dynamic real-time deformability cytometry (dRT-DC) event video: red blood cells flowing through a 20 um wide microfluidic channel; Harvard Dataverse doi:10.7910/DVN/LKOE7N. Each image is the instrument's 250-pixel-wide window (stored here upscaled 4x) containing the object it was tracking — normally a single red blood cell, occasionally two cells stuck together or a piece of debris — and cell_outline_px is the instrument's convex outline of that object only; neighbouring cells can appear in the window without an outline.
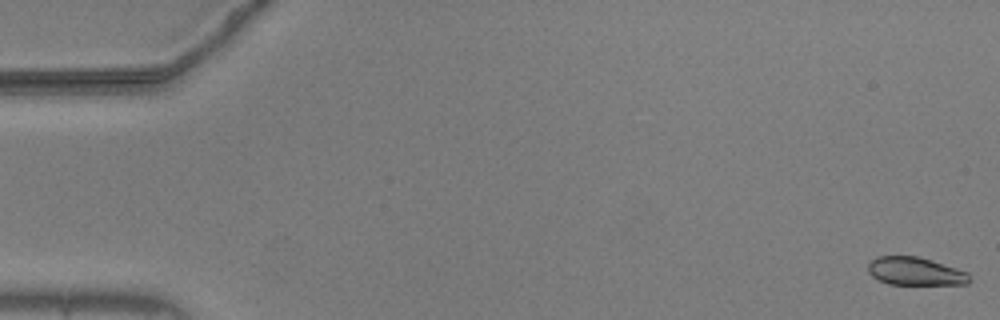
{"species": "common noctule bat (a hibernating species)", "species_latin": "Nyctalus noctula", "temperature_condition": "warm", "stored_images_in_passage": 57, "camera_frame_rate_fps": 3000, "um_per_image_px": 0.085, "animal": {"sex": "male", "body_mass_g": 20.5, "forearm_length_mm": 52.5}, "frame": {"image": 1, "passage_image": 1, "time_ms": 0.0, "image_size_px": [1000, 320], "cell_outline_px": [[972, 280], [968, 284], [888, 284], [872, 276], [868, 272], [868, 264], [876, 256], [916, 256], [932, 260], [968, 272]], "centroid_in_image_um": [77.81, 23.06], "position_along_channel_um": 7.2, "area_um2": 16.59}}
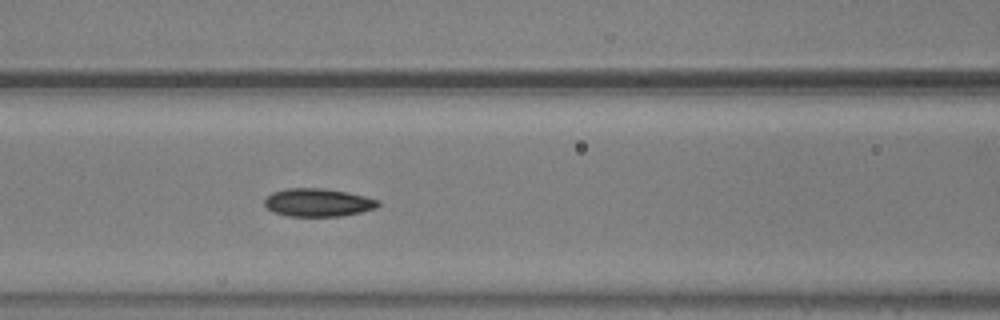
{"frame": {"image": 2, "passage_image": 24, "time_ms": 7.667, "image_size_px": [1000, 320], "cell_outline_px": [[380, 204], [376, 208], [344, 216], [288, 216], [272, 212], [264, 204], [264, 200], [272, 192], [288, 188], [324, 188], [348, 192], [380, 200]], "centroid_in_image_um": [27.03, 17.21], "position_along_channel_um": 139.6, "area_um2": 18.67}}
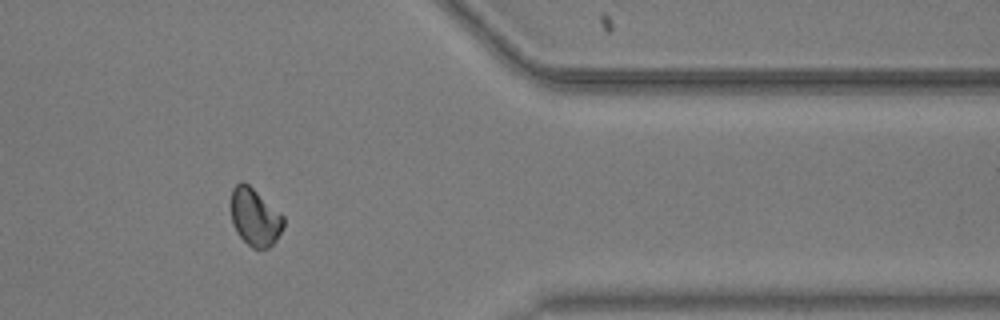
{"frame": {"image": 3, "passage_image": 46, "time_ms": 15.0, "image_size_px": [1000, 320], "cell_outline_px": [[284, 224], [276, 240], [268, 248], [252, 248], [236, 232], [232, 224], [232, 188], [240, 180], [248, 184], [284, 216]], "centroid_in_image_um": [21.66, 18.45], "position_along_channel_um": 389.7, "area_um2": 17.34}}